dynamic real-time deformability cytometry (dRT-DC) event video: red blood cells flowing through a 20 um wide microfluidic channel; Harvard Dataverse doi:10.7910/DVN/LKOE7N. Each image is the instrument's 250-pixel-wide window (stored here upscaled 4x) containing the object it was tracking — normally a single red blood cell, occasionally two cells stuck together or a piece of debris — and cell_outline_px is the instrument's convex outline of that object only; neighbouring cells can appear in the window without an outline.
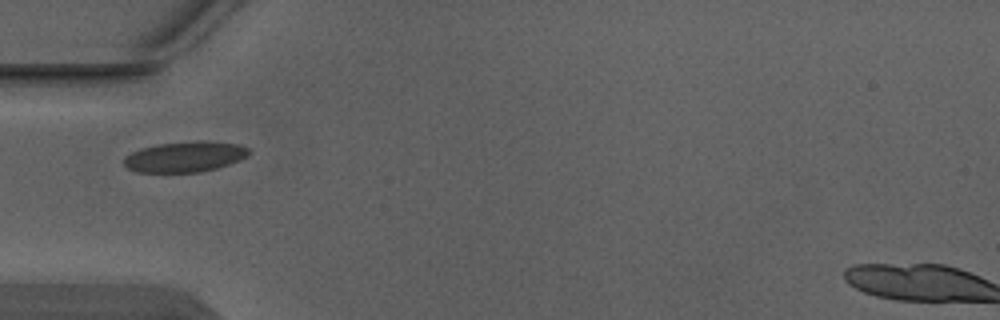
{"species": "Egyptian fruit bat (a non-hibernating species)", "species_latin": "Rousettus aegyptiacus", "temperature_condition": "warm", "stored_images_in_passage": 1, "camera_frame_rate_fps": 3000, "um_per_image_px": 0.085, "animal": {"sex": "male"}, "frame": {"image": 1, "passage_image": 1, "time_ms": 0.0, "image_size_px": [1000, 320], "cell_outline_px": [[252, 152], [248, 156], [240, 160], [216, 168], [200, 172], [136, 172], [128, 168], [124, 164], [124, 156], [140, 148], [160, 144], [200, 140], [208, 140], [240, 144], [248, 148]], "centroid_in_image_um": [15.76, 13.31], "position_along_channel_um": 69.2, "area_um2": 22.43}}